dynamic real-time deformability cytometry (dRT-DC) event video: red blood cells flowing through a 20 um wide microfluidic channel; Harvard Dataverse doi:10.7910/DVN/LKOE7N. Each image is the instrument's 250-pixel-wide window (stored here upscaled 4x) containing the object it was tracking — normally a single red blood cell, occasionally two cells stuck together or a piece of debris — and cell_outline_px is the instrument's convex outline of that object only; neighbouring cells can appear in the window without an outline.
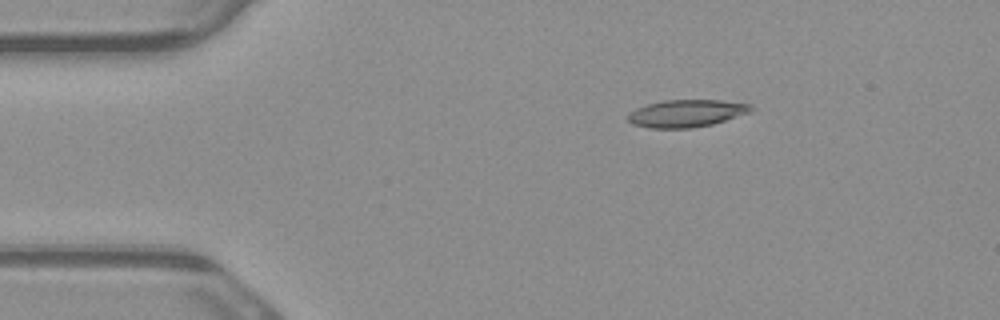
{"species": "common noctule bat (a hibernating species)", "species_latin": "Nyctalus noctula", "temperature_condition": "warm", "stored_images_in_passage": 4, "camera_frame_rate_fps": 3000, "um_per_image_px": 0.085, "animal": {"sex": "male", "body_mass_g": 23.1, "forearm_length_mm": 52.7}, "frame": {"image": 1, "passage_image": 3, "time_ms": 0.667, "image_size_px": [1000, 320], "cell_outline_px": [[752, 108], [748, 112], [712, 124], [692, 128], [648, 128], [632, 124], [628, 120], [628, 116], [636, 108], [648, 104], [664, 100], [720, 100], [752, 104]], "centroid_in_image_um": [58.32, 9.63], "position_along_channel_um": 26.7, "area_um2": 19.36}}